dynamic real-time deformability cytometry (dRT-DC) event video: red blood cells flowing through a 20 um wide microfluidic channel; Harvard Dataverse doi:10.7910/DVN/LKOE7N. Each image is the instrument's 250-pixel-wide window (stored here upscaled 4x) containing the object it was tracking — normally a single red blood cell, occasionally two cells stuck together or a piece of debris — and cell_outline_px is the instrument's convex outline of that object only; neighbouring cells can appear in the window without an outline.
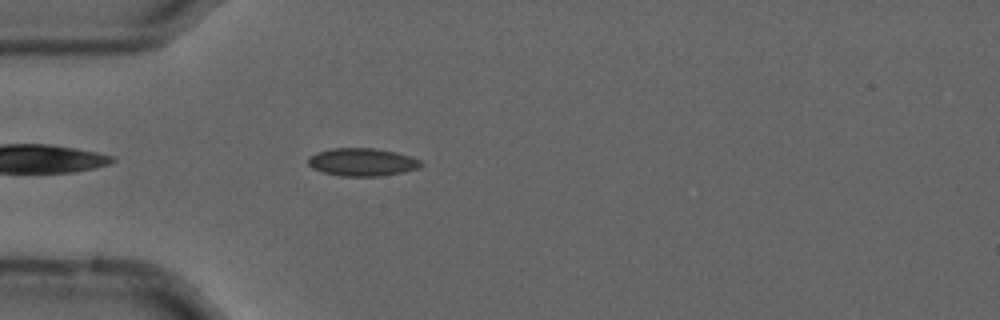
{"species": "common noctule bat (a hibernating species)", "species_latin": "Nyctalus noctula", "temperature_condition": "cold", "stored_images_in_passage": 43, "camera_frame_rate_fps": 3000, "um_per_image_px": 0.085, "animal": {"sex": "male", "forearm_length_mm": 52.5}, "frame": {"image": 1, "passage_image": 4, "time_ms": 1.0, "image_size_px": [1000, 320], "cell_outline_px": [[424, 164], [420, 168], [404, 172], [380, 176], [340, 176], [324, 172], [312, 168], [308, 164], [308, 156], [316, 152], [332, 148], [376, 148], [396, 152], [412, 156], [420, 160]], "centroid_in_image_um": [30.81, 13.77], "position_along_channel_um": 54.2, "area_um2": 18.55}}
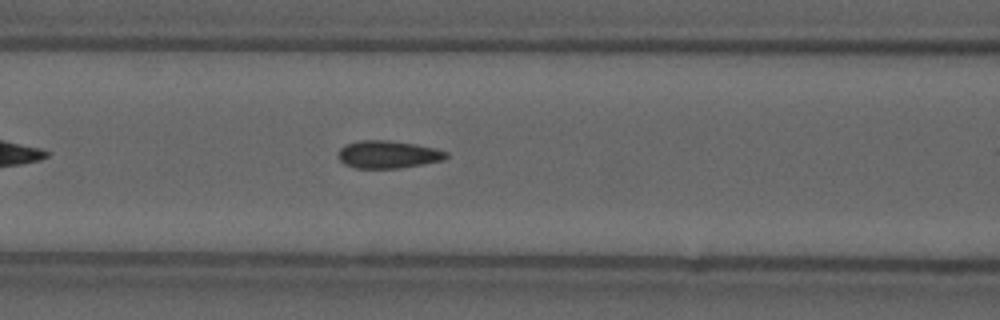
{"frame": {"image": 2, "passage_image": 11, "time_ms": 3.333, "image_size_px": [1000, 320], "cell_outline_px": [[448, 156], [444, 160], [400, 168], [356, 168], [344, 164], [336, 156], [340, 148], [344, 144], [360, 140], [388, 140], [416, 144], [436, 148], [448, 152]], "centroid_in_image_um": [32.96, 13.12], "position_along_channel_um": 133.6, "area_um2": 17.57}}
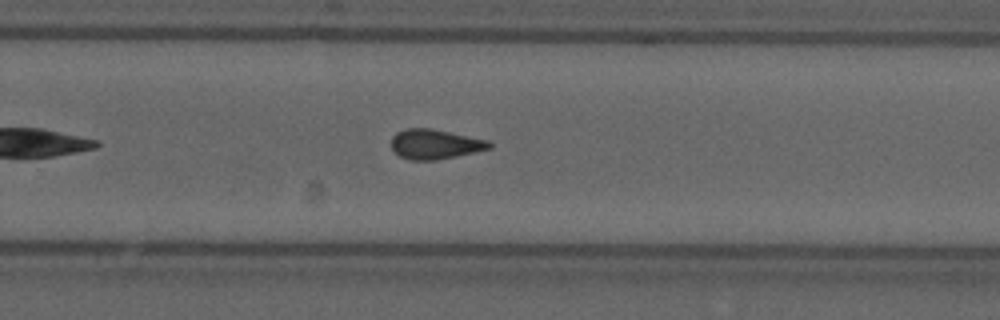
{"frame": {"image": 3, "passage_image": 24, "time_ms": 7.667, "image_size_px": [1000, 320], "cell_outline_px": [[492, 148], [456, 156], [436, 160], [408, 160], [400, 156], [392, 148], [392, 136], [396, 132], [408, 128], [428, 128], [488, 140], [492, 144]], "centroid_in_image_um": [36.96, 12.26], "position_along_channel_um": 292.8, "area_um2": 16.82}, "authors_computed_cell_mechanics": {"area_um2": 17.34, "velocity_mm_per_s": 3.6911, "shape_relaxation_time_tau1_ms": null, "shape_relaxation_time_tau2_ms": 2.97, "deformation_change_tau1": null, "deformation_change_tau2": 0.0772}}